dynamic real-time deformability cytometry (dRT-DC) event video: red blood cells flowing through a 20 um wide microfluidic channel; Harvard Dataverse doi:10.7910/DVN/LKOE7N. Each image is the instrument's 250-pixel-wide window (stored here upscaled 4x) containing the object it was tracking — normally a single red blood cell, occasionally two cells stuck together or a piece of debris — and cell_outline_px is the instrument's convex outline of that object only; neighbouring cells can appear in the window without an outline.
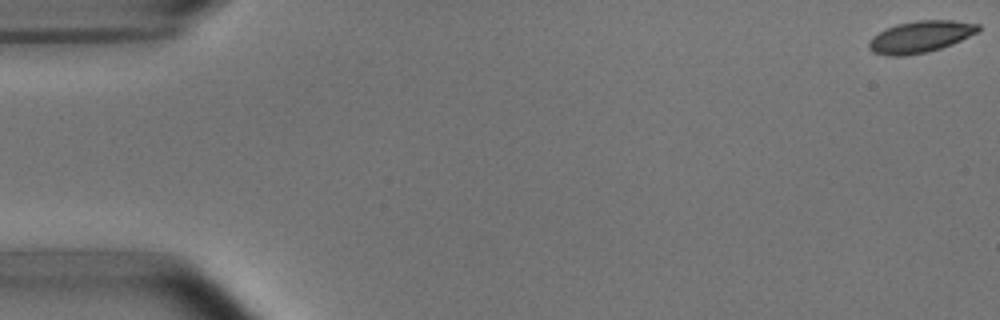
{"species": "common noctule bat (a hibernating species)", "species_latin": "Nyctalus noctula", "temperature_condition": "room temperature", "stored_images_in_passage": 54, "camera_frame_rate_fps": 3000, "um_per_image_px": 0.085, "animal": {"sex": "male", "body_mass_g": 15.6}, "frame": {"image": 1, "passage_image": 1, "time_ms": 0.0, "image_size_px": [1000, 320], "cell_outline_px": [[980, 28], [976, 32], [952, 44], [940, 48], [924, 52], [904, 56], [892, 56], [872, 52], [868, 48], [868, 44], [872, 36], [896, 24], [916, 20], [952, 20], [980, 24]], "centroid_in_image_um": [78.2, 3.12], "position_along_channel_um": 6.8, "area_um2": 19.94}}
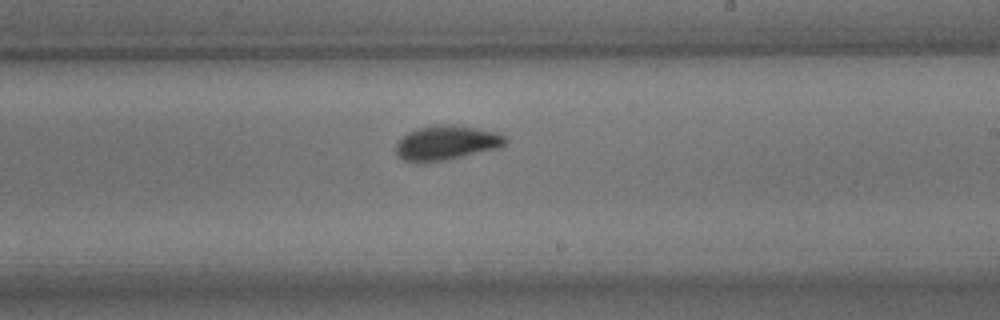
{"frame": {"image": 2, "passage_image": 32, "time_ms": 10.333, "image_size_px": [1000, 320], "cell_outline_px": [[508, 140], [504, 144], [496, 148], [444, 160], [404, 160], [396, 152], [396, 144], [408, 132], [416, 128], [432, 124], [444, 124], [472, 128], [496, 132], [504, 136]], "centroid_in_image_um": [37.93, 12.1], "position_along_channel_um": 251.1, "area_um2": 21.1}}
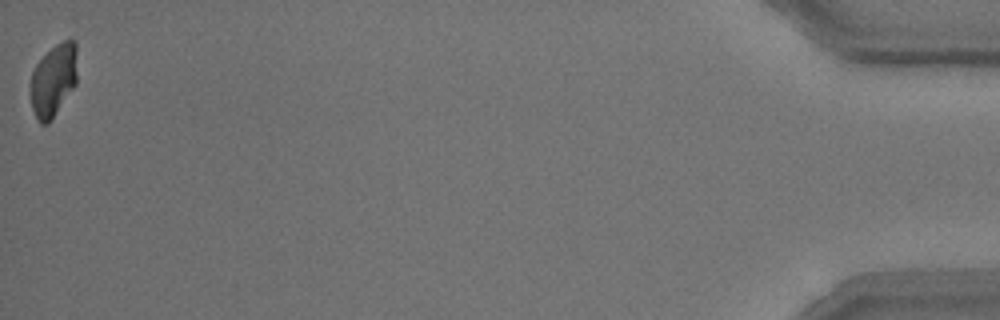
{"frame": {"image": 3, "passage_image": 54, "time_ms": 17.667, "image_size_px": [1000, 320], "cell_outline_px": [[76, 84], [48, 124], [40, 124], [32, 108], [28, 92], [32, 72], [36, 64], [56, 44], [64, 40], [72, 40], [76, 44]], "centroid_in_image_um": [4.51, 6.84], "position_along_channel_um": 430.7, "area_um2": 19.71}, "authors_computed_cell_mechanics": {"area_um2": 20.7213, "velocity_mm_per_s": 3.7238, "shape_relaxation_time_tau1_ms": 3.6741, "shape_relaxation_time_tau2_ms": 1.0654, "deformation_change_tau1": 0.1295, "deformation_change_tau2": 0.0465}}